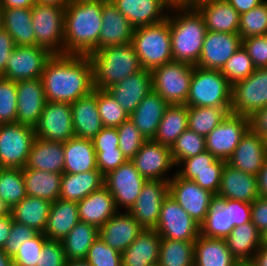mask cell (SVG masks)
I'll list each match as a JSON object with an SVG mask.
<instances>
[{"label":"cell","mask_w":267,"mask_h":266,"mask_svg":"<svg viewBox=\"0 0 267 266\" xmlns=\"http://www.w3.org/2000/svg\"><path fill=\"white\" fill-rule=\"evenodd\" d=\"M41 80L48 102L73 103L94 90L92 62L85 55H52Z\"/></svg>","instance_id":"cell-1"},{"label":"cell","mask_w":267,"mask_h":266,"mask_svg":"<svg viewBox=\"0 0 267 266\" xmlns=\"http://www.w3.org/2000/svg\"><path fill=\"white\" fill-rule=\"evenodd\" d=\"M107 0H72L64 14V54L89 56L99 50L102 9Z\"/></svg>","instance_id":"cell-2"},{"label":"cell","mask_w":267,"mask_h":266,"mask_svg":"<svg viewBox=\"0 0 267 266\" xmlns=\"http://www.w3.org/2000/svg\"><path fill=\"white\" fill-rule=\"evenodd\" d=\"M167 19L173 61L196 66L207 33L203 17L188 0H179L172 5Z\"/></svg>","instance_id":"cell-3"},{"label":"cell","mask_w":267,"mask_h":266,"mask_svg":"<svg viewBox=\"0 0 267 266\" xmlns=\"http://www.w3.org/2000/svg\"><path fill=\"white\" fill-rule=\"evenodd\" d=\"M89 58L93 67V86L99 90H107L143 69L132 43L96 50Z\"/></svg>","instance_id":"cell-4"},{"label":"cell","mask_w":267,"mask_h":266,"mask_svg":"<svg viewBox=\"0 0 267 266\" xmlns=\"http://www.w3.org/2000/svg\"><path fill=\"white\" fill-rule=\"evenodd\" d=\"M132 45L145 70L152 71L173 61L168 19L154 25L134 28Z\"/></svg>","instance_id":"cell-5"},{"label":"cell","mask_w":267,"mask_h":266,"mask_svg":"<svg viewBox=\"0 0 267 266\" xmlns=\"http://www.w3.org/2000/svg\"><path fill=\"white\" fill-rule=\"evenodd\" d=\"M232 85L220 70L193 66L187 106L231 107Z\"/></svg>","instance_id":"cell-6"},{"label":"cell","mask_w":267,"mask_h":266,"mask_svg":"<svg viewBox=\"0 0 267 266\" xmlns=\"http://www.w3.org/2000/svg\"><path fill=\"white\" fill-rule=\"evenodd\" d=\"M193 65L171 61L151 71L152 90L158 93L165 102L172 104H186Z\"/></svg>","instance_id":"cell-7"},{"label":"cell","mask_w":267,"mask_h":266,"mask_svg":"<svg viewBox=\"0 0 267 266\" xmlns=\"http://www.w3.org/2000/svg\"><path fill=\"white\" fill-rule=\"evenodd\" d=\"M35 45L53 55L64 54L65 9L56 5L35 3L31 8Z\"/></svg>","instance_id":"cell-8"},{"label":"cell","mask_w":267,"mask_h":266,"mask_svg":"<svg viewBox=\"0 0 267 266\" xmlns=\"http://www.w3.org/2000/svg\"><path fill=\"white\" fill-rule=\"evenodd\" d=\"M36 138L34 128L19 123L0 125V165L4 168L26 167L32 144Z\"/></svg>","instance_id":"cell-9"},{"label":"cell","mask_w":267,"mask_h":266,"mask_svg":"<svg viewBox=\"0 0 267 266\" xmlns=\"http://www.w3.org/2000/svg\"><path fill=\"white\" fill-rule=\"evenodd\" d=\"M267 106V68L255 69L246 79L232 85L230 113L250 117Z\"/></svg>","instance_id":"cell-10"},{"label":"cell","mask_w":267,"mask_h":266,"mask_svg":"<svg viewBox=\"0 0 267 266\" xmlns=\"http://www.w3.org/2000/svg\"><path fill=\"white\" fill-rule=\"evenodd\" d=\"M155 230L161 238L196 241L200 225L168 194L163 200Z\"/></svg>","instance_id":"cell-11"},{"label":"cell","mask_w":267,"mask_h":266,"mask_svg":"<svg viewBox=\"0 0 267 266\" xmlns=\"http://www.w3.org/2000/svg\"><path fill=\"white\" fill-rule=\"evenodd\" d=\"M169 195L201 225L216 200V195L201 188L193 180L180 177L176 172L169 181Z\"/></svg>","instance_id":"cell-12"},{"label":"cell","mask_w":267,"mask_h":266,"mask_svg":"<svg viewBox=\"0 0 267 266\" xmlns=\"http://www.w3.org/2000/svg\"><path fill=\"white\" fill-rule=\"evenodd\" d=\"M146 181L131 161L104 176V186L113 196L117 209L124 211H129L135 204Z\"/></svg>","instance_id":"cell-13"},{"label":"cell","mask_w":267,"mask_h":266,"mask_svg":"<svg viewBox=\"0 0 267 266\" xmlns=\"http://www.w3.org/2000/svg\"><path fill=\"white\" fill-rule=\"evenodd\" d=\"M249 117L229 113L206 137V150L227 161L249 130Z\"/></svg>","instance_id":"cell-14"},{"label":"cell","mask_w":267,"mask_h":266,"mask_svg":"<svg viewBox=\"0 0 267 266\" xmlns=\"http://www.w3.org/2000/svg\"><path fill=\"white\" fill-rule=\"evenodd\" d=\"M227 161L217 159L209 151L205 150L198 155L182 160L175 171L180 177L193 180L201 188L209 190L217 195L222 170Z\"/></svg>","instance_id":"cell-15"},{"label":"cell","mask_w":267,"mask_h":266,"mask_svg":"<svg viewBox=\"0 0 267 266\" xmlns=\"http://www.w3.org/2000/svg\"><path fill=\"white\" fill-rule=\"evenodd\" d=\"M37 138L65 143L75 137L71 103L46 102L38 123L34 127Z\"/></svg>","instance_id":"cell-16"},{"label":"cell","mask_w":267,"mask_h":266,"mask_svg":"<svg viewBox=\"0 0 267 266\" xmlns=\"http://www.w3.org/2000/svg\"><path fill=\"white\" fill-rule=\"evenodd\" d=\"M140 175L147 180L170 181L168 172L176 168L171 155V148L162 145L153 139L146 140L140 150L131 159Z\"/></svg>","instance_id":"cell-17"},{"label":"cell","mask_w":267,"mask_h":266,"mask_svg":"<svg viewBox=\"0 0 267 266\" xmlns=\"http://www.w3.org/2000/svg\"><path fill=\"white\" fill-rule=\"evenodd\" d=\"M40 46H15L6 63L3 78L12 81L41 78L45 64L52 57Z\"/></svg>","instance_id":"cell-18"},{"label":"cell","mask_w":267,"mask_h":266,"mask_svg":"<svg viewBox=\"0 0 267 266\" xmlns=\"http://www.w3.org/2000/svg\"><path fill=\"white\" fill-rule=\"evenodd\" d=\"M169 194V181L147 180L135 204L128 211L144 229H155L163 200Z\"/></svg>","instance_id":"cell-19"},{"label":"cell","mask_w":267,"mask_h":266,"mask_svg":"<svg viewBox=\"0 0 267 266\" xmlns=\"http://www.w3.org/2000/svg\"><path fill=\"white\" fill-rule=\"evenodd\" d=\"M134 27L154 25L167 19L175 0H110Z\"/></svg>","instance_id":"cell-20"},{"label":"cell","mask_w":267,"mask_h":266,"mask_svg":"<svg viewBox=\"0 0 267 266\" xmlns=\"http://www.w3.org/2000/svg\"><path fill=\"white\" fill-rule=\"evenodd\" d=\"M241 46L242 39L239 34L207 31L196 66L204 69L221 70Z\"/></svg>","instance_id":"cell-21"},{"label":"cell","mask_w":267,"mask_h":266,"mask_svg":"<svg viewBox=\"0 0 267 266\" xmlns=\"http://www.w3.org/2000/svg\"><path fill=\"white\" fill-rule=\"evenodd\" d=\"M16 123L34 128L47 102L41 78L16 82Z\"/></svg>","instance_id":"cell-22"},{"label":"cell","mask_w":267,"mask_h":266,"mask_svg":"<svg viewBox=\"0 0 267 266\" xmlns=\"http://www.w3.org/2000/svg\"><path fill=\"white\" fill-rule=\"evenodd\" d=\"M201 14L207 31L238 34L240 14L226 0H188Z\"/></svg>","instance_id":"cell-23"},{"label":"cell","mask_w":267,"mask_h":266,"mask_svg":"<svg viewBox=\"0 0 267 266\" xmlns=\"http://www.w3.org/2000/svg\"><path fill=\"white\" fill-rule=\"evenodd\" d=\"M144 228L128 211H118L99 228V237L111 248L122 253Z\"/></svg>","instance_id":"cell-24"},{"label":"cell","mask_w":267,"mask_h":266,"mask_svg":"<svg viewBox=\"0 0 267 266\" xmlns=\"http://www.w3.org/2000/svg\"><path fill=\"white\" fill-rule=\"evenodd\" d=\"M107 91L130 115L152 91L151 71L142 69L111 86Z\"/></svg>","instance_id":"cell-25"},{"label":"cell","mask_w":267,"mask_h":266,"mask_svg":"<svg viewBox=\"0 0 267 266\" xmlns=\"http://www.w3.org/2000/svg\"><path fill=\"white\" fill-rule=\"evenodd\" d=\"M258 196L257 176L244 173L226 162L216 198L252 203Z\"/></svg>","instance_id":"cell-26"},{"label":"cell","mask_w":267,"mask_h":266,"mask_svg":"<svg viewBox=\"0 0 267 266\" xmlns=\"http://www.w3.org/2000/svg\"><path fill=\"white\" fill-rule=\"evenodd\" d=\"M102 20L99 49L132 43L134 27L110 0L103 4Z\"/></svg>","instance_id":"cell-27"},{"label":"cell","mask_w":267,"mask_h":266,"mask_svg":"<svg viewBox=\"0 0 267 266\" xmlns=\"http://www.w3.org/2000/svg\"><path fill=\"white\" fill-rule=\"evenodd\" d=\"M75 137L93 139L104 127L96 102V89L71 103Z\"/></svg>","instance_id":"cell-28"},{"label":"cell","mask_w":267,"mask_h":266,"mask_svg":"<svg viewBox=\"0 0 267 266\" xmlns=\"http://www.w3.org/2000/svg\"><path fill=\"white\" fill-rule=\"evenodd\" d=\"M266 159L262 137L249 129L227 163L244 173L257 175Z\"/></svg>","instance_id":"cell-29"},{"label":"cell","mask_w":267,"mask_h":266,"mask_svg":"<svg viewBox=\"0 0 267 266\" xmlns=\"http://www.w3.org/2000/svg\"><path fill=\"white\" fill-rule=\"evenodd\" d=\"M168 106L169 104L152 90L129 115V119L144 138L154 139Z\"/></svg>","instance_id":"cell-30"},{"label":"cell","mask_w":267,"mask_h":266,"mask_svg":"<svg viewBox=\"0 0 267 266\" xmlns=\"http://www.w3.org/2000/svg\"><path fill=\"white\" fill-rule=\"evenodd\" d=\"M161 236L155 229H144L121 253L122 266H153L158 264Z\"/></svg>","instance_id":"cell-31"},{"label":"cell","mask_w":267,"mask_h":266,"mask_svg":"<svg viewBox=\"0 0 267 266\" xmlns=\"http://www.w3.org/2000/svg\"><path fill=\"white\" fill-rule=\"evenodd\" d=\"M79 220L100 228L119 210L109 190L102 186L77 202Z\"/></svg>","instance_id":"cell-32"},{"label":"cell","mask_w":267,"mask_h":266,"mask_svg":"<svg viewBox=\"0 0 267 266\" xmlns=\"http://www.w3.org/2000/svg\"><path fill=\"white\" fill-rule=\"evenodd\" d=\"M79 221L77 202L59 198L51 203L43 234L48 240L61 241Z\"/></svg>","instance_id":"cell-33"},{"label":"cell","mask_w":267,"mask_h":266,"mask_svg":"<svg viewBox=\"0 0 267 266\" xmlns=\"http://www.w3.org/2000/svg\"><path fill=\"white\" fill-rule=\"evenodd\" d=\"M64 148L62 142L35 138L26 167L50 173H64Z\"/></svg>","instance_id":"cell-34"},{"label":"cell","mask_w":267,"mask_h":266,"mask_svg":"<svg viewBox=\"0 0 267 266\" xmlns=\"http://www.w3.org/2000/svg\"><path fill=\"white\" fill-rule=\"evenodd\" d=\"M64 173L98 170L96 152L91 139L73 137L63 143Z\"/></svg>","instance_id":"cell-35"},{"label":"cell","mask_w":267,"mask_h":266,"mask_svg":"<svg viewBox=\"0 0 267 266\" xmlns=\"http://www.w3.org/2000/svg\"><path fill=\"white\" fill-rule=\"evenodd\" d=\"M102 186H104V175L99 170L76 174L63 173L59 198L79 202Z\"/></svg>","instance_id":"cell-36"},{"label":"cell","mask_w":267,"mask_h":266,"mask_svg":"<svg viewBox=\"0 0 267 266\" xmlns=\"http://www.w3.org/2000/svg\"><path fill=\"white\" fill-rule=\"evenodd\" d=\"M236 261L225 239L208 238L201 234L197 237L193 266H234Z\"/></svg>","instance_id":"cell-37"},{"label":"cell","mask_w":267,"mask_h":266,"mask_svg":"<svg viewBox=\"0 0 267 266\" xmlns=\"http://www.w3.org/2000/svg\"><path fill=\"white\" fill-rule=\"evenodd\" d=\"M26 195L54 202L59 199L63 174L37 169H22Z\"/></svg>","instance_id":"cell-38"},{"label":"cell","mask_w":267,"mask_h":266,"mask_svg":"<svg viewBox=\"0 0 267 266\" xmlns=\"http://www.w3.org/2000/svg\"><path fill=\"white\" fill-rule=\"evenodd\" d=\"M51 202L45 199L26 196L11 210L12 219L43 233L47 224Z\"/></svg>","instance_id":"cell-39"},{"label":"cell","mask_w":267,"mask_h":266,"mask_svg":"<svg viewBox=\"0 0 267 266\" xmlns=\"http://www.w3.org/2000/svg\"><path fill=\"white\" fill-rule=\"evenodd\" d=\"M3 28L13 38L15 46H35L31 8L3 9Z\"/></svg>","instance_id":"cell-40"},{"label":"cell","mask_w":267,"mask_h":266,"mask_svg":"<svg viewBox=\"0 0 267 266\" xmlns=\"http://www.w3.org/2000/svg\"><path fill=\"white\" fill-rule=\"evenodd\" d=\"M225 241L237 260H252L262 246L261 233L251 221L234 227Z\"/></svg>","instance_id":"cell-41"},{"label":"cell","mask_w":267,"mask_h":266,"mask_svg":"<svg viewBox=\"0 0 267 266\" xmlns=\"http://www.w3.org/2000/svg\"><path fill=\"white\" fill-rule=\"evenodd\" d=\"M186 129H188V106L172 104L167 107L153 140L171 148Z\"/></svg>","instance_id":"cell-42"},{"label":"cell","mask_w":267,"mask_h":266,"mask_svg":"<svg viewBox=\"0 0 267 266\" xmlns=\"http://www.w3.org/2000/svg\"><path fill=\"white\" fill-rule=\"evenodd\" d=\"M98 237V227L79 221L61 240L66 259H85L89 248Z\"/></svg>","instance_id":"cell-43"},{"label":"cell","mask_w":267,"mask_h":266,"mask_svg":"<svg viewBox=\"0 0 267 266\" xmlns=\"http://www.w3.org/2000/svg\"><path fill=\"white\" fill-rule=\"evenodd\" d=\"M233 228L234 226H230L227 199L216 198L200 225V234L208 238L225 239Z\"/></svg>","instance_id":"cell-44"},{"label":"cell","mask_w":267,"mask_h":266,"mask_svg":"<svg viewBox=\"0 0 267 266\" xmlns=\"http://www.w3.org/2000/svg\"><path fill=\"white\" fill-rule=\"evenodd\" d=\"M195 241L161 238L159 266H193Z\"/></svg>","instance_id":"cell-45"},{"label":"cell","mask_w":267,"mask_h":266,"mask_svg":"<svg viewBox=\"0 0 267 266\" xmlns=\"http://www.w3.org/2000/svg\"><path fill=\"white\" fill-rule=\"evenodd\" d=\"M231 107L188 106V129L206 137L230 113Z\"/></svg>","instance_id":"cell-46"},{"label":"cell","mask_w":267,"mask_h":266,"mask_svg":"<svg viewBox=\"0 0 267 266\" xmlns=\"http://www.w3.org/2000/svg\"><path fill=\"white\" fill-rule=\"evenodd\" d=\"M21 168H6L0 179V198L12 208L26 197Z\"/></svg>","instance_id":"cell-47"},{"label":"cell","mask_w":267,"mask_h":266,"mask_svg":"<svg viewBox=\"0 0 267 266\" xmlns=\"http://www.w3.org/2000/svg\"><path fill=\"white\" fill-rule=\"evenodd\" d=\"M206 150L205 137L186 129L171 146V155L177 166L182 160L191 158Z\"/></svg>","instance_id":"cell-48"},{"label":"cell","mask_w":267,"mask_h":266,"mask_svg":"<svg viewBox=\"0 0 267 266\" xmlns=\"http://www.w3.org/2000/svg\"><path fill=\"white\" fill-rule=\"evenodd\" d=\"M96 102L104 127L117 128L129 118V114L107 90L96 89Z\"/></svg>","instance_id":"cell-49"},{"label":"cell","mask_w":267,"mask_h":266,"mask_svg":"<svg viewBox=\"0 0 267 266\" xmlns=\"http://www.w3.org/2000/svg\"><path fill=\"white\" fill-rule=\"evenodd\" d=\"M238 34L242 40L250 36L267 34V0L240 15Z\"/></svg>","instance_id":"cell-50"},{"label":"cell","mask_w":267,"mask_h":266,"mask_svg":"<svg viewBox=\"0 0 267 266\" xmlns=\"http://www.w3.org/2000/svg\"><path fill=\"white\" fill-rule=\"evenodd\" d=\"M254 71L255 67L243 45L232 55L220 70L231 85L246 79Z\"/></svg>","instance_id":"cell-51"},{"label":"cell","mask_w":267,"mask_h":266,"mask_svg":"<svg viewBox=\"0 0 267 266\" xmlns=\"http://www.w3.org/2000/svg\"><path fill=\"white\" fill-rule=\"evenodd\" d=\"M16 82L0 77V125L16 123Z\"/></svg>","instance_id":"cell-52"},{"label":"cell","mask_w":267,"mask_h":266,"mask_svg":"<svg viewBox=\"0 0 267 266\" xmlns=\"http://www.w3.org/2000/svg\"><path fill=\"white\" fill-rule=\"evenodd\" d=\"M116 129L119 136V149L126 159L131 161L147 139L140 134L129 118Z\"/></svg>","instance_id":"cell-53"},{"label":"cell","mask_w":267,"mask_h":266,"mask_svg":"<svg viewBox=\"0 0 267 266\" xmlns=\"http://www.w3.org/2000/svg\"><path fill=\"white\" fill-rule=\"evenodd\" d=\"M91 266H122L121 253L98 237L85 258Z\"/></svg>","instance_id":"cell-54"},{"label":"cell","mask_w":267,"mask_h":266,"mask_svg":"<svg viewBox=\"0 0 267 266\" xmlns=\"http://www.w3.org/2000/svg\"><path fill=\"white\" fill-rule=\"evenodd\" d=\"M46 240L47 237L43 233H38L35 237L26 240L12 257L13 262L25 266H36Z\"/></svg>","instance_id":"cell-55"},{"label":"cell","mask_w":267,"mask_h":266,"mask_svg":"<svg viewBox=\"0 0 267 266\" xmlns=\"http://www.w3.org/2000/svg\"><path fill=\"white\" fill-rule=\"evenodd\" d=\"M255 69L267 68V34L250 36L242 40Z\"/></svg>","instance_id":"cell-56"},{"label":"cell","mask_w":267,"mask_h":266,"mask_svg":"<svg viewBox=\"0 0 267 266\" xmlns=\"http://www.w3.org/2000/svg\"><path fill=\"white\" fill-rule=\"evenodd\" d=\"M38 233L39 232L33 228L13 221L10 234L2 249L7 255L13 257L19 250L22 243L30 238L35 237Z\"/></svg>","instance_id":"cell-57"},{"label":"cell","mask_w":267,"mask_h":266,"mask_svg":"<svg viewBox=\"0 0 267 266\" xmlns=\"http://www.w3.org/2000/svg\"><path fill=\"white\" fill-rule=\"evenodd\" d=\"M66 260L61 241L47 239L36 266H64Z\"/></svg>","instance_id":"cell-58"},{"label":"cell","mask_w":267,"mask_h":266,"mask_svg":"<svg viewBox=\"0 0 267 266\" xmlns=\"http://www.w3.org/2000/svg\"><path fill=\"white\" fill-rule=\"evenodd\" d=\"M98 170L105 176L128 160L121 150L95 151Z\"/></svg>","instance_id":"cell-59"},{"label":"cell","mask_w":267,"mask_h":266,"mask_svg":"<svg viewBox=\"0 0 267 266\" xmlns=\"http://www.w3.org/2000/svg\"><path fill=\"white\" fill-rule=\"evenodd\" d=\"M229 209L230 226H240L251 221V203L227 199Z\"/></svg>","instance_id":"cell-60"},{"label":"cell","mask_w":267,"mask_h":266,"mask_svg":"<svg viewBox=\"0 0 267 266\" xmlns=\"http://www.w3.org/2000/svg\"><path fill=\"white\" fill-rule=\"evenodd\" d=\"M95 151L120 150L119 136L116 128L103 127L92 139Z\"/></svg>","instance_id":"cell-61"},{"label":"cell","mask_w":267,"mask_h":266,"mask_svg":"<svg viewBox=\"0 0 267 266\" xmlns=\"http://www.w3.org/2000/svg\"><path fill=\"white\" fill-rule=\"evenodd\" d=\"M251 222L262 234L267 230V199L258 196L251 203Z\"/></svg>","instance_id":"cell-62"},{"label":"cell","mask_w":267,"mask_h":266,"mask_svg":"<svg viewBox=\"0 0 267 266\" xmlns=\"http://www.w3.org/2000/svg\"><path fill=\"white\" fill-rule=\"evenodd\" d=\"M15 48L14 40L2 27L0 29V77H3L5 66L10 58V54Z\"/></svg>","instance_id":"cell-63"},{"label":"cell","mask_w":267,"mask_h":266,"mask_svg":"<svg viewBox=\"0 0 267 266\" xmlns=\"http://www.w3.org/2000/svg\"><path fill=\"white\" fill-rule=\"evenodd\" d=\"M249 128L261 137L267 134V106L257 110L249 117Z\"/></svg>","instance_id":"cell-64"},{"label":"cell","mask_w":267,"mask_h":266,"mask_svg":"<svg viewBox=\"0 0 267 266\" xmlns=\"http://www.w3.org/2000/svg\"><path fill=\"white\" fill-rule=\"evenodd\" d=\"M240 15L259 6L265 0H226Z\"/></svg>","instance_id":"cell-65"},{"label":"cell","mask_w":267,"mask_h":266,"mask_svg":"<svg viewBox=\"0 0 267 266\" xmlns=\"http://www.w3.org/2000/svg\"><path fill=\"white\" fill-rule=\"evenodd\" d=\"M256 176L259 196L267 199V159Z\"/></svg>","instance_id":"cell-66"},{"label":"cell","mask_w":267,"mask_h":266,"mask_svg":"<svg viewBox=\"0 0 267 266\" xmlns=\"http://www.w3.org/2000/svg\"><path fill=\"white\" fill-rule=\"evenodd\" d=\"M12 217H0V248L2 249L7 238L10 234L12 223Z\"/></svg>","instance_id":"cell-67"},{"label":"cell","mask_w":267,"mask_h":266,"mask_svg":"<svg viewBox=\"0 0 267 266\" xmlns=\"http://www.w3.org/2000/svg\"><path fill=\"white\" fill-rule=\"evenodd\" d=\"M35 3V0H0V7L2 9L32 8Z\"/></svg>","instance_id":"cell-68"},{"label":"cell","mask_w":267,"mask_h":266,"mask_svg":"<svg viewBox=\"0 0 267 266\" xmlns=\"http://www.w3.org/2000/svg\"><path fill=\"white\" fill-rule=\"evenodd\" d=\"M252 261L256 266H267V247L261 246L254 254Z\"/></svg>","instance_id":"cell-69"},{"label":"cell","mask_w":267,"mask_h":266,"mask_svg":"<svg viewBox=\"0 0 267 266\" xmlns=\"http://www.w3.org/2000/svg\"><path fill=\"white\" fill-rule=\"evenodd\" d=\"M37 3L56 5L61 8H66L72 0H35Z\"/></svg>","instance_id":"cell-70"},{"label":"cell","mask_w":267,"mask_h":266,"mask_svg":"<svg viewBox=\"0 0 267 266\" xmlns=\"http://www.w3.org/2000/svg\"><path fill=\"white\" fill-rule=\"evenodd\" d=\"M12 208L3 199L0 198V217H12Z\"/></svg>","instance_id":"cell-71"},{"label":"cell","mask_w":267,"mask_h":266,"mask_svg":"<svg viewBox=\"0 0 267 266\" xmlns=\"http://www.w3.org/2000/svg\"><path fill=\"white\" fill-rule=\"evenodd\" d=\"M13 259L7 255L6 252L0 248V266H11Z\"/></svg>","instance_id":"cell-72"},{"label":"cell","mask_w":267,"mask_h":266,"mask_svg":"<svg viewBox=\"0 0 267 266\" xmlns=\"http://www.w3.org/2000/svg\"><path fill=\"white\" fill-rule=\"evenodd\" d=\"M64 266H91L86 259H72L66 260Z\"/></svg>","instance_id":"cell-73"},{"label":"cell","mask_w":267,"mask_h":266,"mask_svg":"<svg viewBox=\"0 0 267 266\" xmlns=\"http://www.w3.org/2000/svg\"><path fill=\"white\" fill-rule=\"evenodd\" d=\"M234 266H256L252 260H237Z\"/></svg>","instance_id":"cell-74"},{"label":"cell","mask_w":267,"mask_h":266,"mask_svg":"<svg viewBox=\"0 0 267 266\" xmlns=\"http://www.w3.org/2000/svg\"><path fill=\"white\" fill-rule=\"evenodd\" d=\"M262 246L267 247V230L261 234Z\"/></svg>","instance_id":"cell-75"},{"label":"cell","mask_w":267,"mask_h":266,"mask_svg":"<svg viewBox=\"0 0 267 266\" xmlns=\"http://www.w3.org/2000/svg\"><path fill=\"white\" fill-rule=\"evenodd\" d=\"M262 140H263V146H264V150H265V155L267 157V134L262 136Z\"/></svg>","instance_id":"cell-76"},{"label":"cell","mask_w":267,"mask_h":266,"mask_svg":"<svg viewBox=\"0 0 267 266\" xmlns=\"http://www.w3.org/2000/svg\"><path fill=\"white\" fill-rule=\"evenodd\" d=\"M3 27V9L0 7V29Z\"/></svg>","instance_id":"cell-77"},{"label":"cell","mask_w":267,"mask_h":266,"mask_svg":"<svg viewBox=\"0 0 267 266\" xmlns=\"http://www.w3.org/2000/svg\"><path fill=\"white\" fill-rule=\"evenodd\" d=\"M5 169H6V168H4V167H2V166L0 165V179H1V176H2L3 171H4Z\"/></svg>","instance_id":"cell-78"},{"label":"cell","mask_w":267,"mask_h":266,"mask_svg":"<svg viewBox=\"0 0 267 266\" xmlns=\"http://www.w3.org/2000/svg\"><path fill=\"white\" fill-rule=\"evenodd\" d=\"M11 266H25V265H22V264L16 263V262H12V265Z\"/></svg>","instance_id":"cell-79"}]
</instances>
